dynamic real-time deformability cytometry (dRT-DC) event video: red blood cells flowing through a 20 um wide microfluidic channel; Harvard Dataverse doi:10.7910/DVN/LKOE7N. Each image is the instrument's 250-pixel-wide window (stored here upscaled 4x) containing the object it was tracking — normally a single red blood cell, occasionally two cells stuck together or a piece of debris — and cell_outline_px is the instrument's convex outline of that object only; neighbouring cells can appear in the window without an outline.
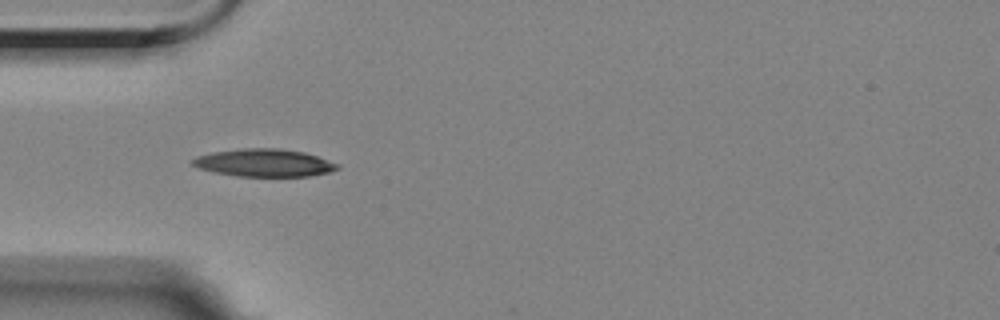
{"species": "Egyptian fruit bat (a non-hibernating species)", "species_latin": "Rousettus aegyptiacus", "temperature_condition": "room temperature", "stored_images_in_passage": 33, "camera_frame_rate_fps": 3000, "um_per_image_px": 0.085, "animal": {"sex": "female"}, "frame": {"image": 1, "passage_image": 1, "time_ms": 0.0, "image_size_px": [1000, 320], "cell_outline_px": [[340, 168], [328, 172], [308, 176], [236, 176], [216, 172], [200, 168], [192, 164], [192, 160], [196, 156], [212, 152], [240, 148], [280, 148], [304, 152], [340, 164]], "centroid_in_image_um": [22.46, 13.83], "position_along_channel_um": 62.5, "area_um2": 23.24}}
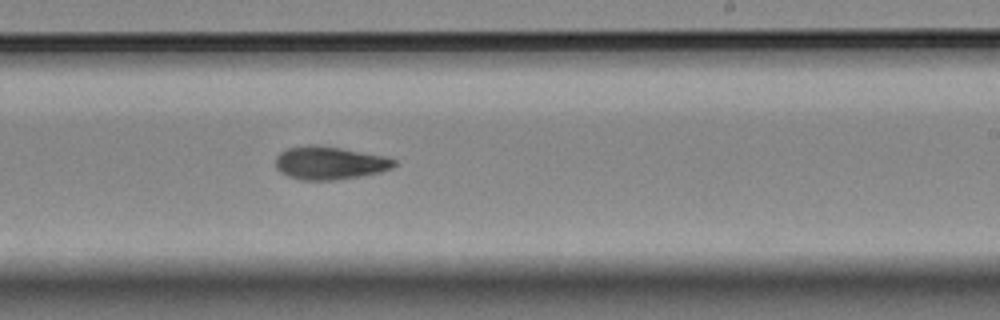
{"frame": {"image": 2, "passage_image": 18, "time_ms": 5.667, "image_size_px": [1000, 320], "cell_outline_px": [[396, 164], [392, 168], [380, 172], [360, 176], [336, 180], [304, 180], [288, 176], [280, 172], [276, 168], [276, 156], [280, 152], [288, 148], [308, 144], [316, 144], [340, 148], [384, 156], [396, 160]], "centroid_in_image_um": [28.0, 13.85], "position_along_channel_um": 261.0, "area_um2": 22.83}}
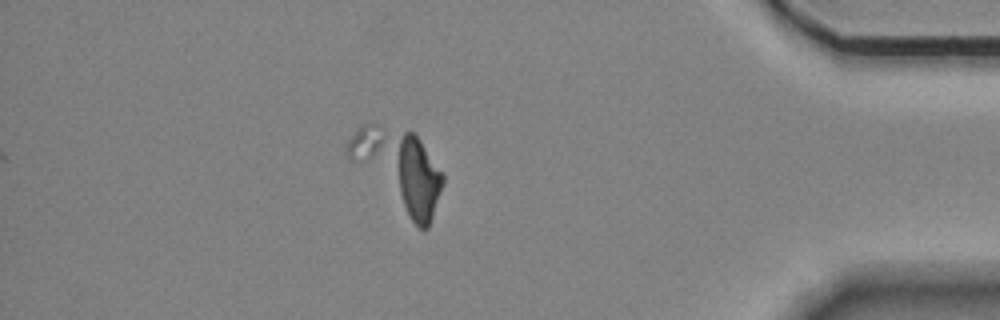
{"frame": {"image": 3, "passage_image": 33, "time_ms": 10.667, "image_size_px": [1000, 320], "cell_outline_px": [[444, 184], [428, 228], [420, 228], [412, 220], [404, 204], [400, 192], [392, 144], [404, 132], [412, 132], [420, 140], [444, 176]], "centroid_in_image_um": [35.48, 15.17], "position_along_channel_um": 399.7, "area_um2": 22.77}, "authors_computed_cell_mechanics": {"area_um2": 22.6576, "velocity_mm_per_s": 3.5097, "shape_relaxation_time_tau1_ms": 8.2942, "shape_relaxation_time_tau2_ms": null, "deformation_change_tau1": 0.1994, "deformation_change_tau2": null}}